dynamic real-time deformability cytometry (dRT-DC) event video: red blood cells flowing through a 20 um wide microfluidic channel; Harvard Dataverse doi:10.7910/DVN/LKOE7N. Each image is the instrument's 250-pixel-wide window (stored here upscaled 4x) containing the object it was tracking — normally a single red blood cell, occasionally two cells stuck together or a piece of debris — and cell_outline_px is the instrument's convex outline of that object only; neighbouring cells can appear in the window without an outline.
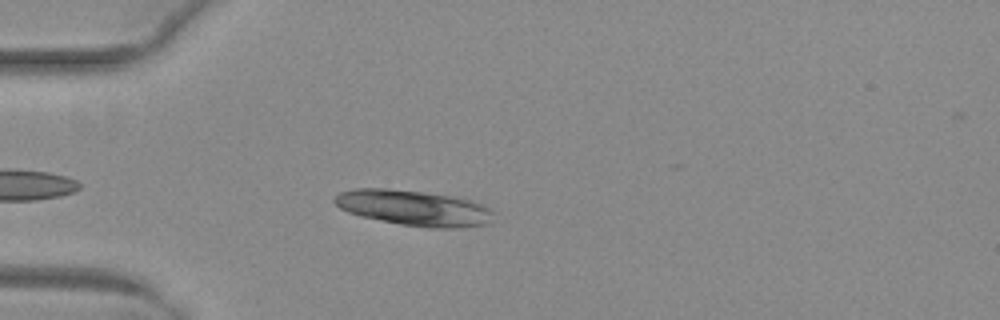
{"species": "common noctule bat (a hibernating species)", "species_latin": "Nyctalus noctula", "temperature_condition": "warm", "stored_images_in_passage": 33, "camera_frame_rate_fps": 3000, "um_per_image_px": 0.085, "animal": {"sex": "female", "body_mass_g": 29.2, "forearm_length_mm": 56.3}, "frame": {"image": 1, "passage_image": 5, "time_ms": 1.333, "image_size_px": [1000, 320], "cell_outline_px": [[496, 212], [488, 224], [464, 228], [428, 228], [400, 224], [360, 216], [348, 212], [340, 208], [332, 200], [332, 196], [340, 192], [352, 188], [388, 188], [460, 196], [484, 204], [492, 208]], "centroid_in_image_um": [35.23, 17.67], "position_along_channel_um": 49.8, "area_um2": 33.76}}